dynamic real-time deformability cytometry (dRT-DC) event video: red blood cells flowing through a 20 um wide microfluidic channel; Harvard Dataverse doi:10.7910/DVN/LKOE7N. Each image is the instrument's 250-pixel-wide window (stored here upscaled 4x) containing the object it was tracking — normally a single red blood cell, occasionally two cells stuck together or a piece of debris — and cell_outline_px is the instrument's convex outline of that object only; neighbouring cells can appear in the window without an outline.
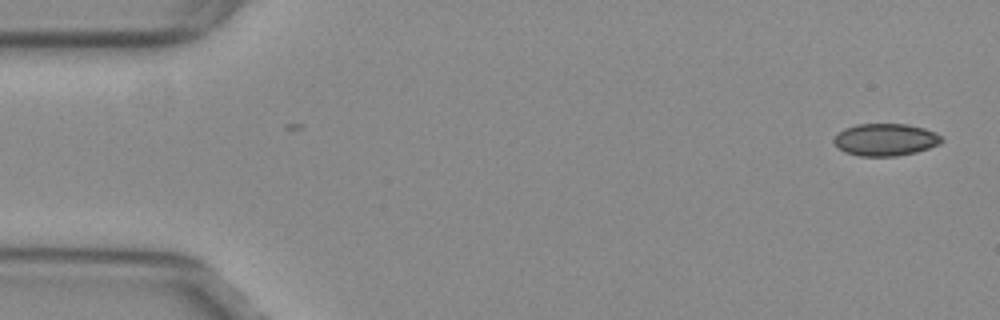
{"species": "common noctule bat (a hibernating species)", "species_latin": "Nyctalus noctula", "temperature_condition": "warm", "stored_images_in_passage": 2, "camera_frame_rate_fps": 3000, "um_per_image_px": 0.085, "animal": {"sex": "female", "body_mass_g": 29.2, "forearm_length_mm": 56.3}, "frame": {"image": 1, "passage_image": 1, "time_ms": 0.0, "image_size_px": [1000, 320], "cell_outline_px": [[944, 140], [940, 144], [916, 152], [896, 156], [860, 156], [844, 152], [832, 140], [844, 128], [856, 124], [908, 124], [924, 128], [936, 132]], "centroid_in_image_um": [75.28, 11.87], "position_along_channel_um": 9.7, "area_um2": 20.23}}